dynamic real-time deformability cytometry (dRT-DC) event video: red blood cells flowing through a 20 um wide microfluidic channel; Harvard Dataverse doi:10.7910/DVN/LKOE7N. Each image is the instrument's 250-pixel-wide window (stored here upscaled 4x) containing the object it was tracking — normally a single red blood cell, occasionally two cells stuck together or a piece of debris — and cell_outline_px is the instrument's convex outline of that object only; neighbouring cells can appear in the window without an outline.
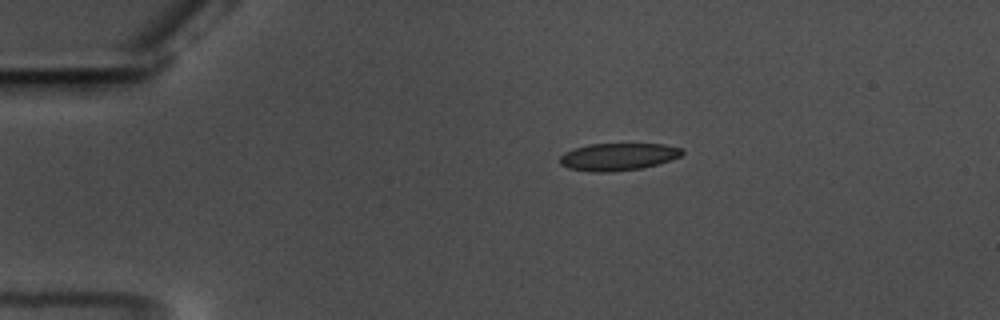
{"species": "common noctule bat (a hibernating species)", "species_latin": "Nyctalus noctula", "temperature_condition": "warm", "stored_images_in_passage": 47, "camera_frame_rate_fps": 3000, "um_per_image_px": 0.085, "animal": {"sex": "male", "body_mass_g": 17.5, "forearm_length_mm": 52.3}, "frame": {"image": 1, "passage_image": 1, "time_ms": 0.0, "image_size_px": [1000, 320], "cell_outline_px": [[684, 152], [680, 156], [656, 164], [640, 168], [612, 172], [592, 172], [568, 168], [560, 164], [560, 156], [564, 152], [588, 144], [664, 144], [684, 148]], "centroid_in_image_um": [52.52, 13.32], "position_along_channel_um": 32.5, "area_um2": 19.42}}
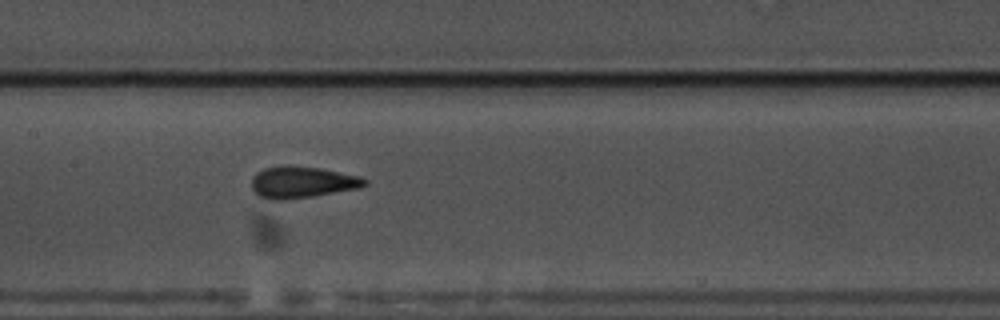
{"frame": {"image": 2, "passage_image": 18, "time_ms": 5.667, "image_size_px": [1000, 320], "cell_outline_px": [[368, 184], [356, 188], [312, 196], [284, 200], [272, 200], [260, 196], [252, 188], [252, 176], [256, 172], [264, 168], [280, 164], [288, 164], [320, 168], [360, 176], [368, 180]], "centroid_in_image_um": [25.64, 15.46], "position_along_channel_um": 181.8, "area_um2": 20.92}}
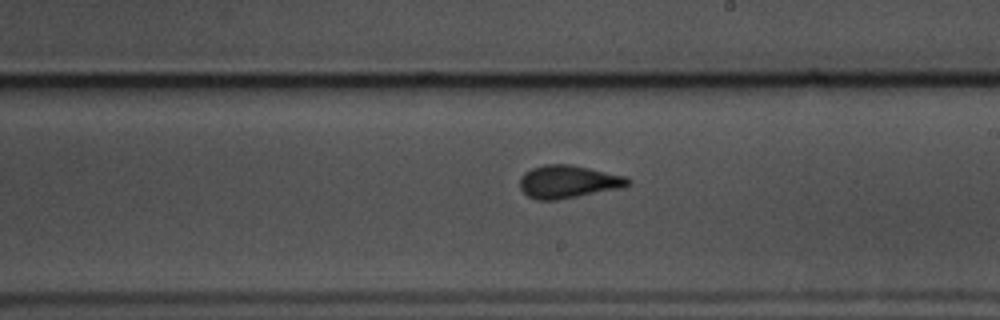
{"frame": {"image": 3, "passage_image": 23, "time_ms": 7.333, "image_size_px": [1000, 320], "cell_outline_px": [[632, 184], [624, 188], [556, 200], [536, 200], [528, 196], [520, 188], [520, 176], [524, 172], [532, 168], [544, 164], [568, 164], [588, 168], [624, 176], [632, 180]], "centroid_in_image_um": [48.3, 15.45], "position_along_channel_um": 240.7, "area_um2": 20.81}, "authors_computed_cell_mechanics": {"area_um2": 19.8254, "velocity_mm_per_s": 3.5566, "shape_relaxation_time_tau1_ms": 4.5847, "shape_relaxation_time_tau2_ms": 1.193, "deformation_change_tau1": 0.1646, "deformation_change_tau2": 0.1}}